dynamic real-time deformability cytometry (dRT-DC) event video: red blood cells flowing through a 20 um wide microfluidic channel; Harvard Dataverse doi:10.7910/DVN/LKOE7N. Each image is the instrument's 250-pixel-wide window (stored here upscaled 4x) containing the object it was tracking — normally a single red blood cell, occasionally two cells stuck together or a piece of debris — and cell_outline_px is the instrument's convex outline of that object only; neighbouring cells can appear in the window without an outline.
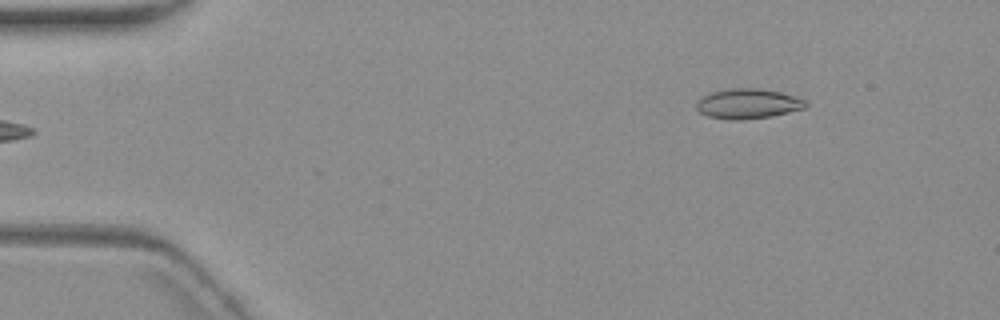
{"species": "common noctule bat (a hibernating species)", "species_latin": "Nyctalus noctula", "temperature_condition": "warm", "stored_images_in_passage": 5, "camera_frame_rate_fps": 3000, "um_per_image_px": 0.085, "animal": {"sex": "female", "body_mass_g": 19.3, "forearm_length_mm": 54.1}, "frame": {"image": 1, "passage_image": 5, "time_ms": 5.0, "image_size_px": [1000, 320], "cell_outline_px": [[808, 104], [804, 108], [772, 116], [744, 120], [728, 120], [708, 116], [700, 112], [696, 108], [696, 104], [704, 96], [712, 92], [728, 88], [756, 88], [780, 92], [808, 100]], "centroid_in_image_um": [63.59, 8.82], "position_along_channel_um": 21.4, "area_um2": 19.07}}